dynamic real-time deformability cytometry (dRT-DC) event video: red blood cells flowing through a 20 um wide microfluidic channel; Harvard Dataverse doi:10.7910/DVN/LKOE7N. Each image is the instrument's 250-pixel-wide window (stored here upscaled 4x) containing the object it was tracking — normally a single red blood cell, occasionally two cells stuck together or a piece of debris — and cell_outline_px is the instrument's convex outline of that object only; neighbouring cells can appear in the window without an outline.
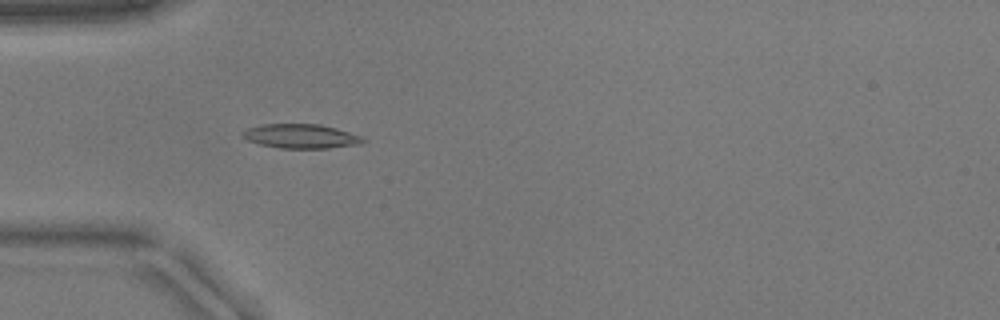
{"species": "common noctule bat (a hibernating species)", "species_latin": "Nyctalus noctula", "temperature_condition": "warm", "stored_images_in_passage": 51, "camera_frame_rate_fps": 3000, "um_per_image_px": 0.085, "animal": {"sex": "male", "body_mass_g": 17.9}, "frame": {"image": 1, "passage_image": 15, "time_ms": 4.667, "image_size_px": [1000, 320], "cell_outline_px": [[368, 140], [360, 144], [328, 148], [280, 148], [260, 144], [248, 140], [240, 136], [240, 132], [248, 128], [264, 124], [320, 124], [336, 128], [364, 136]], "centroid_in_image_um": [25.61, 11.57], "position_along_channel_um": 59.4, "area_um2": 17.17}}
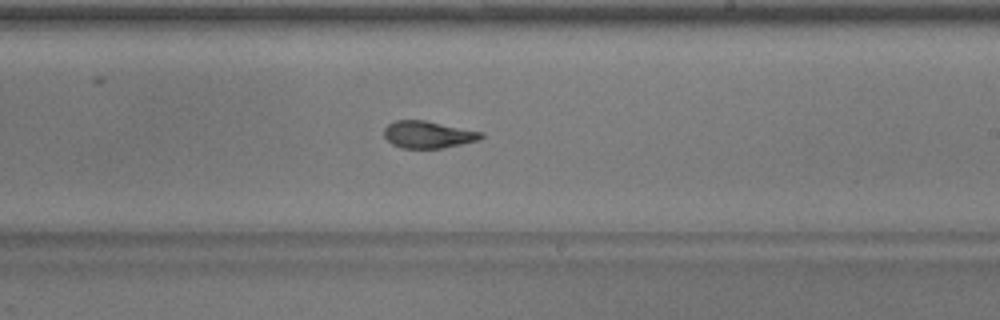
{"frame": {"image": 2, "passage_image": 30, "time_ms": 9.667, "image_size_px": [1000, 320], "cell_outline_px": [[484, 136], [480, 140], [440, 148], [400, 148], [392, 144], [384, 136], [384, 128], [388, 124], [396, 120], [424, 120], [484, 132]], "centroid_in_image_um": [36.39, 11.43], "position_along_channel_um": 252.6, "area_um2": 15.32}}
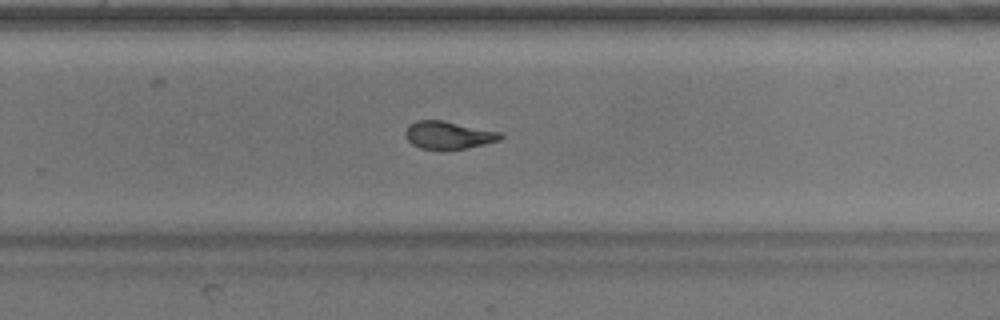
{"frame": {"image": 3, "passage_image": 33, "time_ms": 10.667, "image_size_px": [1000, 320], "cell_outline_px": [[504, 136], [500, 140], [484, 144], [464, 148], [420, 148], [412, 144], [404, 136], [404, 132], [408, 124], [416, 120], [444, 120], [500, 132]], "centroid_in_image_um": [38.08, 11.45], "position_along_channel_um": 291.7, "area_um2": 15.2}}